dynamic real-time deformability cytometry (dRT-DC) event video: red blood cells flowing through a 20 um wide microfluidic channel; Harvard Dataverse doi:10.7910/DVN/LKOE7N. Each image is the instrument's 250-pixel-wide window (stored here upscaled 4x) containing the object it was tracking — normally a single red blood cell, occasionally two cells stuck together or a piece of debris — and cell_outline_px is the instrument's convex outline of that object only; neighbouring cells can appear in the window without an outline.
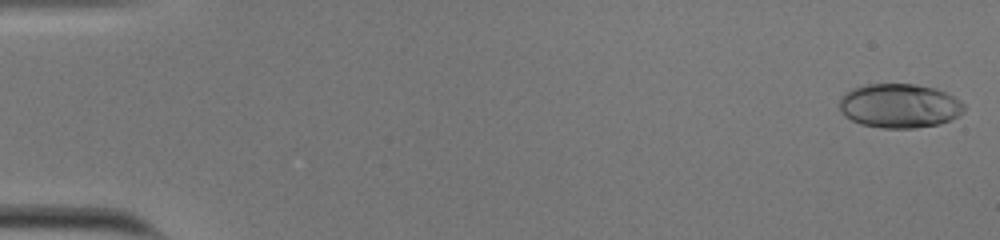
{"species": "human", "species_latin": "Homo sapiens", "temperature_condition": "cold", "stored_images_in_passage": 55, "camera_frame_rate_fps": 3000, "um_per_image_px": 0.085, "donor": {"sex": "male"}, "frame": {"image": 1, "passage_image": 2, "time_ms": 0.333, "image_size_px": [1000, 240], "cell_outline_px": [[952, 116], [948, 120], [936, 124], [904, 128], [892, 128], [864, 124], [848, 116], [840, 108], [840, 104], [844, 96], [860, 88], [876, 84], [908, 84], [928, 88], [940, 92], [944, 96]], "centroid_in_image_um": [76.19, 9.01], "position_along_channel_um": 8.8, "area_um2": 28.09}}
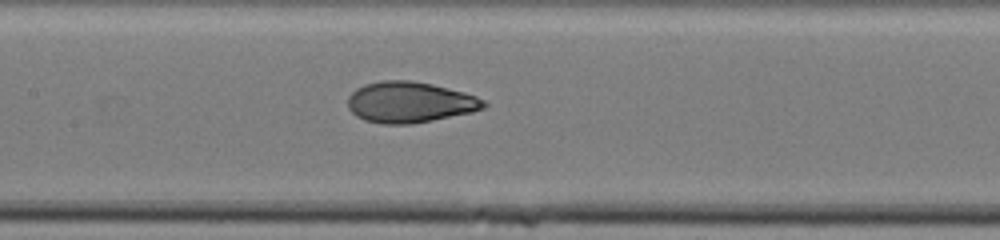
{"frame": {"image": 2, "passage_image": 28, "time_ms": 9.0, "image_size_px": [1000, 240], "cell_outline_px": [[484, 104], [480, 108], [468, 112], [428, 120], [400, 124], [388, 124], [368, 120], [352, 112], [348, 104], [348, 100], [352, 92], [368, 84], [392, 80], [404, 80], [428, 84], [460, 92], [472, 96], [480, 100]], "centroid_in_image_um": [34.75, 8.69], "position_along_channel_um": 172.7, "area_um2": 30.29}}
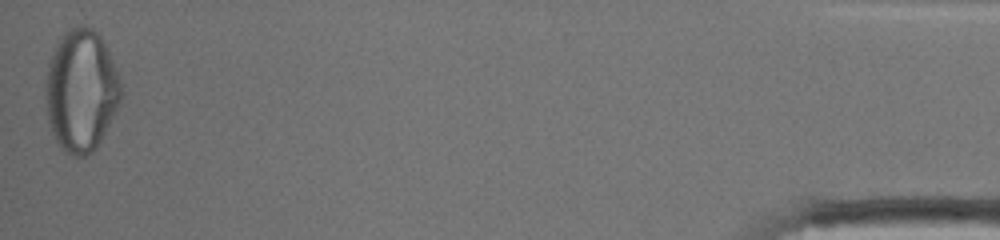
{"frame": {"image": 3, "passage_image": 55, "time_ms": 18.0, "image_size_px": [1000, 240], "cell_outline_px": [[120, 92], [100, 136], [96, 144], [88, 152], [72, 152], [56, 136], [52, 124], [48, 104], [48, 76], [52, 60], [60, 44], [72, 32], [80, 28], [84, 28], [92, 32], [100, 40], [104, 48]], "centroid_in_image_um": [6.88, 7.71], "position_along_channel_um": 428.3, "area_um2": 46.36}, "authors_computed_cell_mechanics": {"area_um2": 30.1138, "velocity_mm_per_s": 3.8, "shape_relaxation_time_tau1_ms": 8.4928, "shape_relaxation_time_tau2_ms": 1.0807, "deformation_change_tau1": 0.2781, "deformation_change_tau2": 0.0615}}